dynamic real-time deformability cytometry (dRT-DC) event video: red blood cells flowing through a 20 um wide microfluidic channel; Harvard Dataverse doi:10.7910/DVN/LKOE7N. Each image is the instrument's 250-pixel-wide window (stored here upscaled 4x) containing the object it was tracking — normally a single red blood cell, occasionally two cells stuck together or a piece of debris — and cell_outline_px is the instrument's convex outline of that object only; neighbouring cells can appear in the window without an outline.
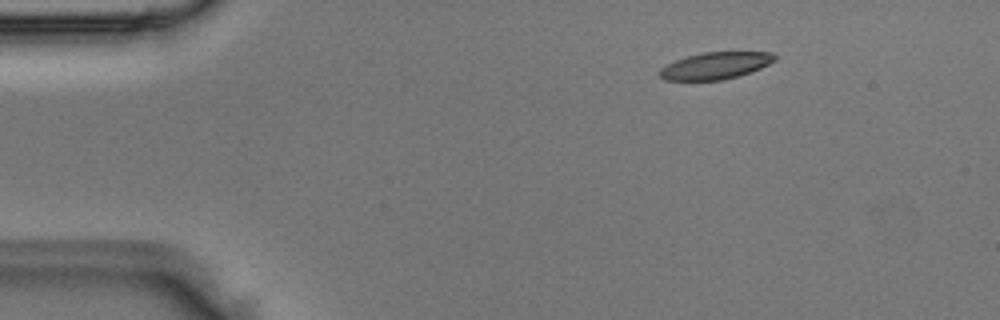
{"species": "Egyptian fruit bat (a non-hibernating species)", "species_latin": "Rousettus aegyptiacus", "temperature_condition": "room temperature", "stored_images_in_passage": 4, "camera_frame_rate_fps": 3000, "um_per_image_px": 0.085, "animal": {"sex": "male"}, "frame": {"image": 1, "passage_image": 3, "time_ms": 0.667, "image_size_px": [1000, 320], "cell_outline_px": [[776, 60], [760, 68], [740, 76], [724, 80], [664, 80], [660, 76], [660, 68], [676, 60], [688, 56], [704, 52], [772, 52], [776, 56]], "centroid_in_image_um": [60.84, 5.58], "position_along_channel_um": 24.2, "area_um2": 17.98}}
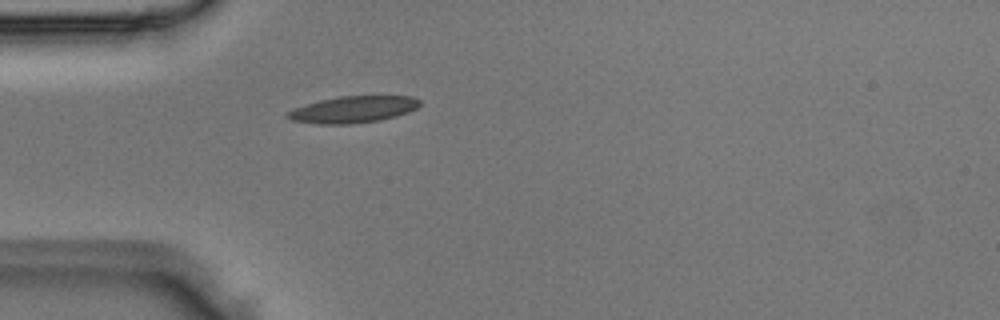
{"frame": {"image": 2, "passage_image": 4, "time_ms": 1.0, "image_size_px": [1000, 320], "cell_outline_px": [[420, 104], [416, 108], [408, 112], [396, 116], [380, 120], [352, 124], [316, 124], [292, 120], [284, 116], [292, 108], [304, 104], [320, 100], [340, 96], [412, 96], [420, 100]], "centroid_in_image_um": [29.98, 9.3], "position_along_channel_um": 55.0, "area_um2": 20.63}}